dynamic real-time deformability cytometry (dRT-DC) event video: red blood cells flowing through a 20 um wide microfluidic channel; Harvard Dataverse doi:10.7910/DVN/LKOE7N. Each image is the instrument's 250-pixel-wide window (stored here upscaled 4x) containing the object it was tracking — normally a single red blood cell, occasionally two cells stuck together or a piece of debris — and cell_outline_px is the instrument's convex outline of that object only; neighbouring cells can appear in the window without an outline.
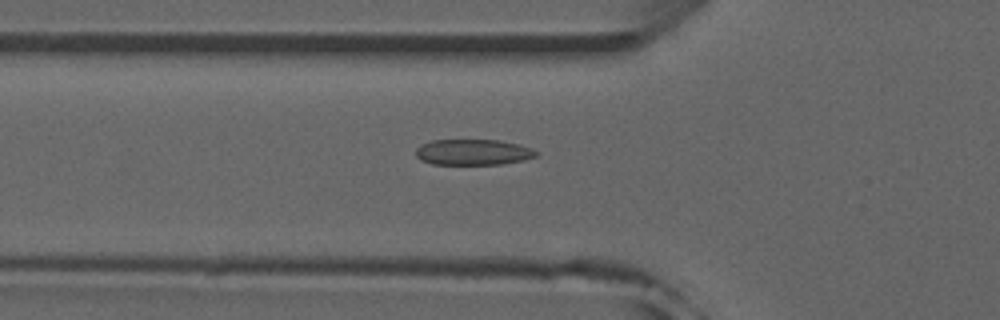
{"species": "common noctule bat (a hibernating species)", "species_latin": "Nyctalus noctula", "temperature_condition": "room temperature", "stored_images_in_passage": 52, "camera_frame_rate_fps": 3000, "um_per_image_px": 0.085, "animal": {"sex": "male", "forearm_length_mm": 52.5}, "frame": {"image": 1, "passage_image": 18, "time_ms": 5.667, "image_size_px": [1000, 320], "cell_outline_px": [[540, 152], [536, 156], [524, 160], [500, 164], [432, 164], [420, 160], [416, 156], [416, 148], [420, 144], [432, 140], [500, 140], [532, 148]], "centroid_in_image_um": [40.2, 12.93], "position_along_channel_um": 85.6, "area_um2": 18.15}}
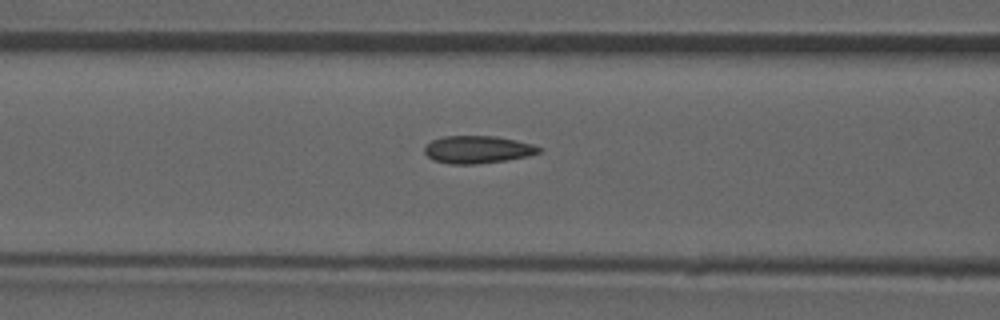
{"frame": {"image": 2, "passage_image": 21, "time_ms": 6.667, "image_size_px": [1000, 320], "cell_outline_px": [[540, 152], [528, 156], [504, 160], [476, 164], [452, 164], [432, 160], [424, 152], [424, 144], [432, 140], [444, 136], [496, 136], [516, 140], [532, 144], [540, 148]], "centroid_in_image_um": [40.54, 12.7], "position_along_channel_um": 126.1, "area_um2": 18.32}}
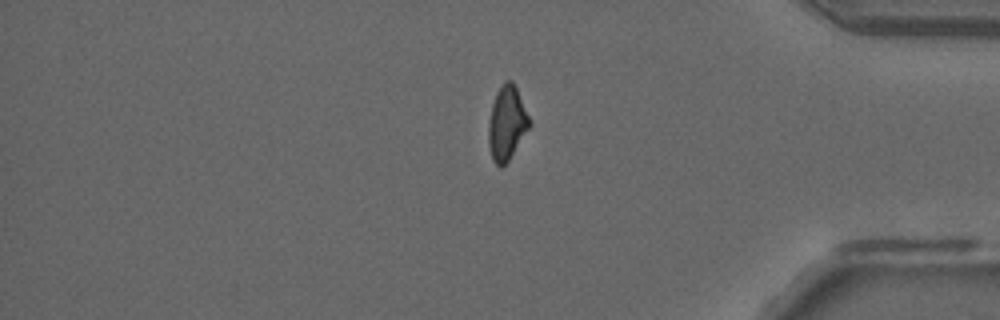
{"frame": {"image": 3, "passage_image": 43, "time_ms": 14.0, "image_size_px": [1000, 320], "cell_outline_px": [[532, 124], [508, 160], [500, 168], [492, 160], [488, 144], [488, 124], [492, 104], [496, 92], [504, 80], [512, 80], [532, 120]], "centroid_in_image_um": [43.08, 10.45], "position_along_channel_um": 392.1, "area_um2": 17.8}, "authors_computed_cell_mechanics": {"area_um2": 18.3226, "velocity_mm_per_s": 3.9786, "shape_relaxation_time_tau1_ms": null, "shape_relaxation_time_tau2_ms": 1.5239, "deformation_change_tau1": null, "deformation_change_tau2": 0.0926}}